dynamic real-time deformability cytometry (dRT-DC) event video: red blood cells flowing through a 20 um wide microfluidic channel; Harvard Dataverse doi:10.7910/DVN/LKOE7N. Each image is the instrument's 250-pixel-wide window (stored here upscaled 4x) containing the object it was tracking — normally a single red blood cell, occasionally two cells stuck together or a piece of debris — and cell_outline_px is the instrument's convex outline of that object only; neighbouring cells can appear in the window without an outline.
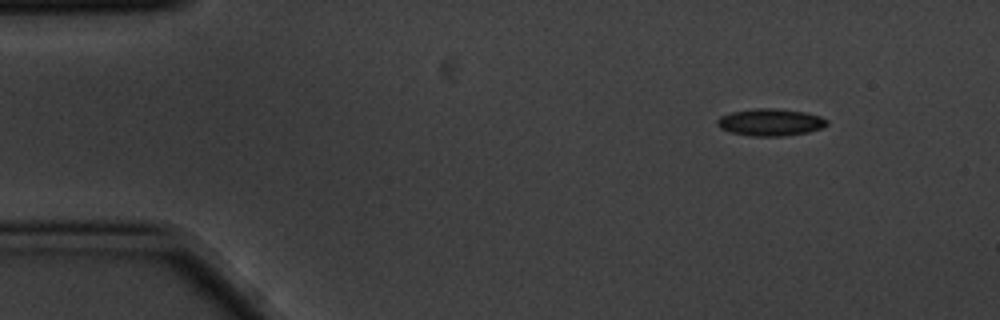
{"species": "common noctule bat (a hibernating species)", "species_latin": "Nyctalus noctula", "temperature_condition": "cold", "stored_images_in_passage": 4, "camera_frame_rate_fps": 3000, "um_per_image_px": 0.085, "animal": {"sex": "male", "body_mass_g": 20.1, "forearm_length_mm": 53.5}, "frame": {"image": 1, "passage_image": 1, "time_ms": 0.0, "image_size_px": [1000, 320], "cell_outline_px": [[828, 124], [820, 128], [808, 132], [784, 136], [748, 136], [732, 132], [720, 128], [716, 124], [716, 120], [720, 116], [732, 112], [756, 108], [772, 108], [804, 112], [820, 116], [828, 120]], "centroid_in_image_um": [65.46, 10.39], "position_along_channel_um": 19.5, "area_um2": 17.28}}
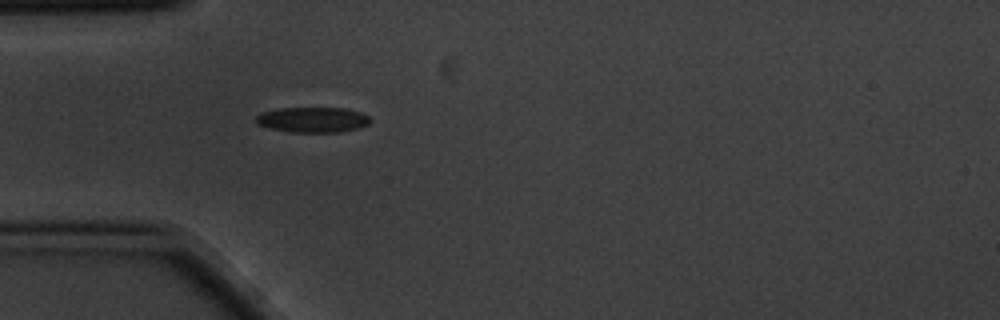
{"frame": {"image": 2, "passage_image": 4, "time_ms": 1.0, "image_size_px": [1000, 320], "cell_outline_px": [[372, 120], [368, 124], [360, 128], [340, 132], [292, 132], [268, 128], [256, 124], [256, 116], [260, 112], [280, 108], [344, 108], [360, 112], [368, 116]], "centroid_in_image_um": [26.57, 10.18], "position_along_channel_um": 58.4, "area_um2": 16.99}}